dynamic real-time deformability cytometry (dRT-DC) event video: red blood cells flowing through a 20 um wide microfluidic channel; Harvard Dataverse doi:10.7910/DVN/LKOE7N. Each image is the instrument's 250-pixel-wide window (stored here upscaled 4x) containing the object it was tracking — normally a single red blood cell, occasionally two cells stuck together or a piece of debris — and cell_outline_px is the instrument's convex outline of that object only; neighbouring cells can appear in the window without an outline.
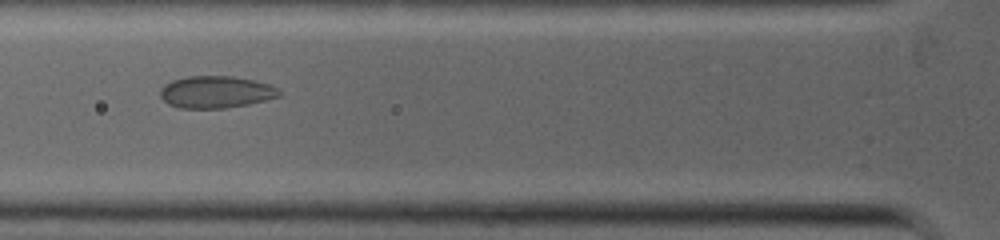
{"species": "common noctule bat (a hibernating species)", "species_latin": "Nyctalus noctula", "temperature_condition": "warm", "stored_images_in_passage": 4, "camera_frame_rate_fps": 5000, "um_per_image_px": 0.085, "animal": {"sex": "female", "body_mass_g": 19.0, "forearm_length_mm": 53.3}, "frame": {"image": 1, "passage_image": 2, "time_ms": 0.6, "image_size_px": [1000, 240], "cell_outline_px": [[280, 96], [248, 104], [224, 108], [180, 108], [168, 104], [160, 96], [160, 88], [164, 84], [172, 80], [188, 76], [232, 76], [252, 80], [268, 84], [276, 88], [280, 92]], "centroid_in_image_um": [18.3, 7.82], "position_along_channel_um": 107.5, "area_um2": 22.08}}